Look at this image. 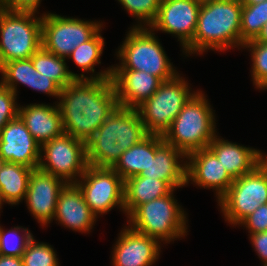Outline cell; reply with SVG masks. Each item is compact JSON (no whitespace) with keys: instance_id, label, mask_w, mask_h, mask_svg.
<instances>
[{"instance_id":"25","label":"cell","mask_w":267,"mask_h":266,"mask_svg":"<svg viewBox=\"0 0 267 266\" xmlns=\"http://www.w3.org/2000/svg\"><path fill=\"white\" fill-rule=\"evenodd\" d=\"M33 168L5 162L0 170V211L2 205H18L25 199Z\"/></svg>"},{"instance_id":"42","label":"cell","mask_w":267,"mask_h":266,"mask_svg":"<svg viewBox=\"0 0 267 266\" xmlns=\"http://www.w3.org/2000/svg\"><path fill=\"white\" fill-rule=\"evenodd\" d=\"M201 5L209 2L221 1V0H197Z\"/></svg>"},{"instance_id":"13","label":"cell","mask_w":267,"mask_h":266,"mask_svg":"<svg viewBox=\"0 0 267 266\" xmlns=\"http://www.w3.org/2000/svg\"><path fill=\"white\" fill-rule=\"evenodd\" d=\"M200 7L197 0H161L157 17L149 28L174 35L183 50L193 40Z\"/></svg>"},{"instance_id":"36","label":"cell","mask_w":267,"mask_h":266,"mask_svg":"<svg viewBox=\"0 0 267 266\" xmlns=\"http://www.w3.org/2000/svg\"><path fill=\"white\" fill-rule=\"evenodd\" d=\"M42 0H0V8L9 12L35 13Z\"/></svg>"},{"instance_id":"12","label":"cell","mask_w":267,"mask_h":266,"mask_svg":"<svg viewBox=\"0 0 267 266\" xmlns=\"http://www.w3.org/2000/svg\"><path fill=\"white\" fill-rule=\"evenodd\" d=\"M75 184L97 218L116 206L125 214L124 180L112 168L88 165Z\"/></svg>"},{"instance_id":"23","label":"cell","mask_w":267,"mask_h":266,"mask_svg":"<svg viewBox=\"0 0 267 266\" xmlns=\"http://www.w3.org/2000/svg\"><path fill=\"white\" fill-rule=\"evenodd\" d=\"M208 148L220 160V163L233 180L251 172L260 164L261 151L259 149L225 140L218 134Z\"/></svg>"},{"instance_id":"11","label":"cell","mask_w":267,"mask_h":266,"mask_svg":"<svg viewBox=\"0 0 267 266\" xmlns=\"http://www.w3.org/2000/svg\"><path fill=\"white\" fill-rule=\"evenodd\" d=\"M101 28L100 21H87L80 18L64 17L55 13L42 14V47L67 59L80 44L91 39Z\"/></svg>"},{"instance_id":"24","label":"cell","mask_w":267,"mask_h":266,"mask_svg":"<svg viewBox=\"0 0 267 266\" xmlns=\"http://www.w3.org/2000/svg\"><path fill=\"white\" fill-rule=\"evenodd\" d=\"M174 189L163 180L133 176L124 180V209L126 217L138 206L170 194Z\"/></svg>"},{"instance_id":"21","label":"cell","mask_w":267,"mask_h":266,"mask_svg":"<svg viewBox=\"0 0 267 266\" xmlns=\"http://www.w3.org/2000/svg\"><path fill=\"white\" fill-rule=\"evenodd\" d=\"M54 104L19 105L18 116L40 146L64 133L61 111Z\"/></svg>"},{"instance_id":"29","label":"cell","mask_w":267,"mask_h":266,"mask_svg":"<svg viewBox=\"0 0 267 266\" xmlns=\"http://www.w3.org/2000/svg\"><path fill=\"white\" fill-rule=\"evenodd\" d=\"M267 23V0L258 4H242L241 12V48L255 40Z\"/></svg>"},{"instance_id":"33","label":"cell","mask_w":267,"mask_h":266,"mask_svg":"<svg viewBox=\"0 0 267 266\" xmlns=\"http://www.w3.org/2000/svg\"><path fill=\"white\" fill-rule=\"evenodd\" d=\"M53 246L36 242L33 237L22 254L23 266H59V259Z\"/></svg>"},{"instance_id":"6","label":"cell","mask_w":267,"mask_h":266,"mask_svg":"<svg viewBox=\"0 0 267 266\" xmlns=\"http://www.w3.org/2000/svg\"><path fill=\"white\" fill-rule=\"evenodd\" d=\"M174 192L138 205L127 216L128 226L161 244L188 235L187 214L175 199Z\"/></svg>"},{"instance_id":"20","label":"cell","mask_w":267,"mask_h":266,"mask_svg":"<svg viewBox=\"0 0 267 266\" xmlns=\"http://www.w3.org/2000/svg\"><path fill=\"white\" fill-rule=\"evenodd\" d=\"M53 220L72 231L90 233L97 217L85 202L76 184H67L60 192Z\"/></svg>"},{"instance_id":"37","label":"cell","mask_w":267,"mask_h":266,"mask_svg":"<svg viewBox=\"0 0 267 266\" xmlns=\"http://www.w3.org/2000/svg\"><path fill=\"white\" fill-rule=\"evenodd\" d=\"M248 235H250L252 247L263 262L261 266H267V231Z\"/></svg>"},{"instance_id":"18","label":"cell","mask_w":267,"mask_h":266,"mask_svg":"<svg viewBox=\"0 0 267 266\" xmlns=\"http://www.w3.org/2000/svg\"><path fill=\"white\" fill-rule=\"evenodd\" d=\"M187 156L156 134V152L138 176L166 181L175 191L187 185Z\"/></svg>"},{"instance_id":"9","label":"cell","mask_w":267,"mask_h":266,"mask_svg":"<svg viewBox=\"0 0 267 266\" xmlns=\"http://www.w3.org/2000/svg\"><path fill=\"white\" fill-rule=\"evenodd\" d=\"M217 203L225 221L235 227L239 225L260 205L267 204V169L260 163L235 179Z\"/></svg>"},{"instance_id":"31","label":"cell","mask_w":267,"mask_h":266,"mask_svg":"<svg viewBox=\"0 0 267 266\" xmlns=\"http://www.w3.org/2000/svg\"><path fill=\"white\" fill-rule=\"evenodd\" d=\"M250 51L252 68L250 70L252 82L256 89H267V43L255 42L245 43L242 47Z\"/></svg>"},{"instance_id":"41","label":"cell","mask_w":267,"mask_h":266,"mask_svg":"<svg viewBox=\"0 0 267 266\" xmlns=\"http://www.w3.org/2000/svg\"><path fill=\"white\" fill-rule=\"evenodd\" d=\"M265 0H241L242 4H258Z\"/></svg>"},{"instance_id":"3","label":"cell","mask_w":267,"mask_h":266,"mask_svg":"<svg viewBox=\"0 0 267 266\" xmlns=\"http://www.w3.org/2000/svg\"><path fill=\"white\" fill-rule=\"evenodd\" d=\"M149 133L136 109L117 107L86 143L88 165L112 168Z\"/></svg>"},{"instance_id":"30","label":"cell","mask_w":267,"mask_h":266,"mask_svg":"<svg viewBox=\"0 0 267 266\" xmlns=\"http://www.w3.org/2000/svg\"><path fill=\"white\" fill-rule=\"evenodd\" d=\"M33 234L22 226H14L8 231L0 225V255L21 257Z\"/></svg>"},{"instance_id":"4","label":"cell","mask_w":267,"mask_h":266,"mask_svg":"<svg viewBox=\"0 0 267 266\" xmlns=\"http://www.w3.org/2000/svg\"><path fill=\"white\" fill-rule=\"evenodd\" d=\"M206 97L201 89L198 90L162 135L166 143L186 156L199 149L208 148L217 135L215 110Z\"/></svg>"},{"instance_id":"22","label":"cell","mask_w":267,"mask_h":266,"mask_svg":"<svg viewBox=\"0 0 267 266\" xmlns=\"http://www.w3.org/2000/svg\"><path fill=\"white\" fill-rule=\"evenodd\" d=\"M0 73V81L16 95L17 85L21 83L32 90L59 99L61 88L49 77L37 72L31 58L7 62L0 68Z\"/></svg>"},{"instance_id":"19","label":"cell","mask_w":267,"mask_h":266,"mask_svg":"<svg viewBox=\"0 0 267 266\" xmlns=\"http://www.w3.org/2000/svg\"><path fill=\"white\" fill-rule=\"evenodd\" d=\"M112 83L119 107L136 109L148 100L162 81L144 71L112 69Z\"/></svg>"},{"instance_id":"2","label":"cell","mask_w":267,"mask_h":266,"mask_svg":"<svg viewBox=\"0 0 267 266\" xmlns=\"http://www.w3.org/2000/svg\"><path fill=\"white\" fill-rule=\"evenodd\" d=\"M241 0H221L202 4L193 40L183 49L188 55L208 50L241 49ZM240 46V47H239Z\"/></svg>"},{"instance_id":"15","label":"cell","mask_w":267,"mask_h":266,"mask_svg":"<svg viewBox=\"0 0 267 266\" xmlns=\"http://www.w3.org/2000/svg\"><path fill=\"white\" fill-rule=\"evenodd\" d=\"M112 248L113 266H153L161 253V243L129 226H124ZM161 246V247H160Z\"/></svg>"},{"instance_id":"34","label":"cell","mask_w":267,"mask_h":266,"mask_svg":"<svg viewBox=\"0 0 267 266\" xmlns=\"http://www.w3.org/2000/svg\"><path fill=\"white\" fill-rule=\"evenodd\" d=\"M17 96L0 81V131L11 120L18 116Z\"/></svg>"},{"instance_id":"35","label":"cell","mask_w":267,"mask_h":266,"mask_svg":"<svg viewBox=\"0 0 267 266\" xmlns=\"http://www.w3.org/2000/svg\"><path fill=\"white\" fill-rule=\"evenodd\" d=\"M240 225L245 227L249 234L267 231V204L260 205Z\"/></svg>"},{"instance_id":"16","label":"cell","mask_w":267,"mask_h":266,"mask_svg":"<svg viewBox=\"0 0 267 266\" xmlns=\"http://www.w3.org/2000/svg\"><path fill=\"white\" fill-rule=\"evenodd\" d=\"M40 144L17 116L0 131V156L5 162L38 168Z\"/></svg>"},{"instance_id":"43","label":"cell","mask_w":267,"mask_h":266,"mask_svg":"<svg viewBox=\"0 0 267 266\" xmlns=\"http://www.w3.org/2000/svg\"><path fill=\"white\" fill-rule=\"evenodd\" d=\"M5 161L3 160V158L0 156V170L2 169V167L4 166Z\"/></svg>"},{"instance_id":"32","label":"cell","mask_w":267,"mask_h":266,"mask_svg":"<svg viewBox=\"0 0 267 266\" xmlns=\"http://www.w3.org/2000/svg\"><path fill=\"white\" fill-rule=\"evenodd\" d=\"M137 20L132 27H149L157 17L161 0H117Z\"/></svg>"},{"instance_id":"28","label":"cell","mask_w":267,"mask_h":266,"mask_svg":"<svg viewBox=\"0 0 267 266\" xmlns=\"http://www.w3.org/2000/svg\"><path fill=\"white\" fill-rule=\"evenodd\" d=\"M35 70L53 80L61 89L74 79H89L83 73L69 70L66 59L45 50L42 46L30 57Z\"/></svg>"},{"instance_id":"14","label":"cell","mask_w":267,"mask_h":266,"mask_svg":"<svg viewBox=\"0 0 267 266\" xmlns=\"http://www.w3.org/2000/svg\"><path fill=\"white\" fill-rule=\"evenodd\" d=\"M66 185L50 173L33 169L24 202L41 226H48L53 221L60 192Z\"/></svg>"},{"instance_id":"5","label":"cell","mask_w":267,"mask_h":266,"mask_svg":"<svg viewBox=\"0 0 267 266\" xmlns=\"http://www.w3.org/2000/svg\"><path fill=\"white\" fill-rule=\"evenodd\" d=\"M122 45L116 51L119 64L112 69L144 71L162 82L174 78L179 72L169 60L160 40L149 27H130Z\"/></svg>"},{"instance_id":"1","label":"cell","mask_w":267,"mask_h":266,"mask_svg":"<svg viewBox=\"0 0 267 266\" xmlns=\"http://www.w3.org/2000/svg\"><path fill=\"white\" fill-rule=\"evenodd\" d=\"M58 101L64 133L84 143L118 107L111 78L74 79L61 89Z\"/></svg>"},{"instance_id":"7","label":"cell","mask_w":267,"mask_h":266,"mask_svg":"<svg viewBox=\"0 0 267 266\" xmlns=\"http://www.w3.org/2000/svg\"><path fill=\"white\" fill-rule=\"evenodd\" d=\"M0 8V68L13 60L29 59L41 46L42 16Z\"/></svg>"},{"instance_id":"27","label":"cell","mask_w":267,"mask_h":266,"mask_svg":"<svg viewBox=\"0 0 267 266\" xmlns=\"http://www.w3.org/2000/svg\"><path fill=\"white\" fill-rule=\"evenodd\" d=\"M101 32L102 28L91 39L75 48L67 57V60L72 59L81 71L85 73L90 71L92 74H90L89 79H105L112 76V66L105 68L104 71H95V66L101 64L100 58L105 46V40Z\"/></svg>"},{"instance_id":"17","label":"cell","mask_w":267,"mask_h":266,"mask_svg":"<svg viewBox=\"0 0 267 266\" xmlns=\"http://www.w3.org/2000/svg\"><path fill=\"white\" fill-rule=\"evenodd\" d=\"M186 181L200 188L215 190L217 201L228 191L233 179L216 155L209 149H199L187 155Z\"/></svg>"},{"instance_id":"38","label":"cell","mask_w":267,"mask_h":266,"mask_svg":"<svg viewBox=\"0 0 267 266\" xmlns=\"http://www.w3.org/2000/svg\"><path fill=\"white\" fill-rule=\"evenodd\" d=\"M0 266H23L22 257L0 255Z\"/></svg>"},{"instance_id":"10","label":"cell","mask_w":267,"mask_h":266,"mask_svg":"<svg viewBox=\"0 0 267 266\" xmlns=\"http://www.w3.org/2000/svg\"><path fill=\"white\" fill-rule=\"evenodd\" d=\"M88 167L86 143L63 133L41 145L38 168L75 184Z\"/></svg>"},{"instance_id":"26","label":"cell","mask_w":267,"mask_h":266,"mask_svg":"<svg viewBox=\"0 0 267 266\" xmlns=\"http://www.w3.org/2000/svg\"><path fill=\"white\" fill-rule=\"evenodd\" d=\"M156 152V134H149L141 142L124 151L112 169L123 179L139 175L148 167Z\"/></svg>"},{"instance_id":"40","label":"cell","mask_w":267,"mask_h":266,"mask_svg":"<svg viewBox=\"0 0 267 266\" xmlns=\"http://www.w3.org/2000/svg\"><path fill=\"white\" fill-rule=\"evenodd\" d=\"M260 163L267 169V154L261 151V160Z\"/></svg>"},{"instance_id":"39","label":"cell","mask_w":267,"mask_h":266,"mask_svg":"<svg viewBox=\"0 0 267 266\" xmlns=\"http://www.w3.org/2000/svg\"><path fill=\"white\" fill-rule=\"evenodd\" d=\"M255 42L267 43V23L263 26L260 34L254 40Z\"/></svg>"},{"instance_id":"8","label":"cell","mask_w":267,"mask_h":266,"mask_svg":"<svg viewBox=\"0 0 267 266\" xmlns=\"http://www.w3.org/2000/svg\"><path fill=\"white\" fill-rule=\"evenodd\" d=\"M181 74L163 81L154 94L136 108L149 134L163 135L188 100L198 91H192Z\"/></svg>"}]
</instances>
